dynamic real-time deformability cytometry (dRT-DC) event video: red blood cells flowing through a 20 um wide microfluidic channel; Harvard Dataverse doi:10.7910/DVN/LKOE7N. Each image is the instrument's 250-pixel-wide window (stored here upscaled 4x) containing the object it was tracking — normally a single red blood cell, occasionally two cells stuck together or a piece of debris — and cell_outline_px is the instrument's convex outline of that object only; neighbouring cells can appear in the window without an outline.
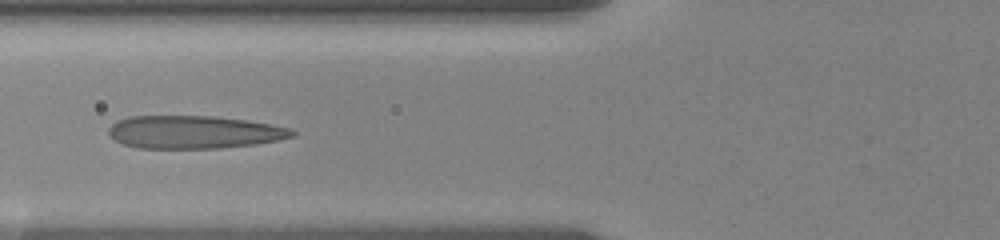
{"species": "human", "species_latin": "Homo sapiens", "temperature_condition": "room temperature", "stored_images_in_passage": 37, "camera_frame_rate_fps": 3000, "um_per_image_px": 0.085, "donor": {"sex": "female"}, "frame": {"image": 1, "passage_image": 6, "time_ms": 2.667, "image_size_px": [1000, 240], "cell_outline_px": [[296, 136], [256, 144], [220, 148], [140, 148], [124, 144], [112, 140], [108, 136], [108, 128], [116, 120], [128, 116], [212, 116], [248, 120], [292, 128], [296, 132]], "centroid_in_image_um": [16.47, 11.22], "position_along_channel_um": 109.3, "area_um2": 35.49}}
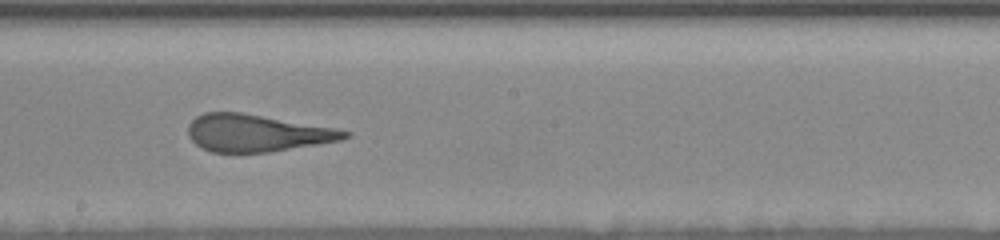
{"frame": {"image": 2, "passage_image": 13, "time_ms": 6.0, "image_size_px": [1000, 240], "cell_outline_px": [[352, 136], [340, 140], [268, 152], [212, 152], [196, 144], [188, 136], [188, 124], [196, 116], [204, 112], [240, 112], [332, 128], [352, 132]], "centroid_in_image_um": [21.78, 11.3], "position_along_channel_um": 226.4, "area_um2": 33.41}}
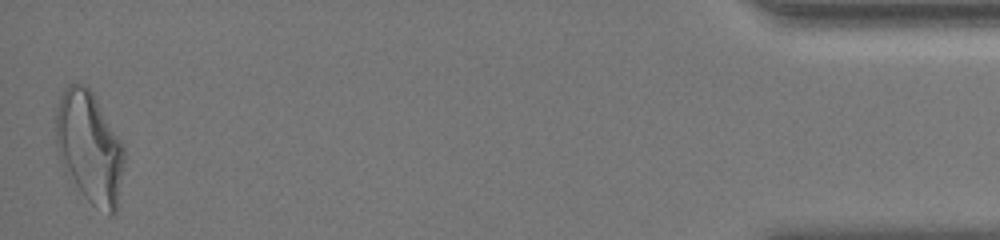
{"frame": {"image": 3, "passage_image": 37, "time_ms": 14.0, "image_size_px": [1000, 240], "cell_outline_px": [[124, 160], [116, 212], [112, 216], [108, 216], [92, 204], [88, 200], [60, 164], [56, 144], [56, 112], [60, 96], [64, 88], [72, 80], [84, 84], [92, 92], [120, 140], [124, 148]], "centroid_in_image_um": [7.58, 12.51], "position_along_channel_um": 427.6, "area_um2": 44.22}, "authors_computed_cell_mechanics": {"area_um2": 35.258, "velocity_mm_per_s": 3.504, "shape_relaxation_time_tau1_ms": 6.6708, "shape_relaxation_time_tau2_ms": 1.2011, "deformation_change_tau1": 0.2358, "deformation_change_tau2": 0.1179}}